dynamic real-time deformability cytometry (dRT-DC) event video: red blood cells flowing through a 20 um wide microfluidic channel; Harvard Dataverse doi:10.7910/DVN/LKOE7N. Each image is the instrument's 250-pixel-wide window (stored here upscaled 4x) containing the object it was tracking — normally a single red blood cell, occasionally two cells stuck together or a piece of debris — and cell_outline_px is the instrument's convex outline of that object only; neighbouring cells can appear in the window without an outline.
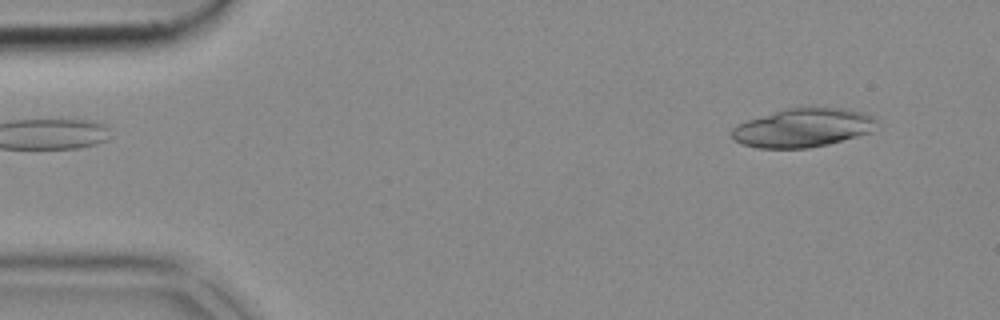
{"species": "common noctule bat (a hibernating species)", "species_latin": "Nyctalus noctula", "temperature_condition": "cold", "stored_images_in_passage": 50, "segment_of_instrument_passage": [1, 2], "camera_frame_rate_fps": 3000, "um_per_image_px": 0.085, "animal": {"sex": "female", "body_mass_g": 18.4}, "frame": {"image": 1, "passage_image": 3, "time_ms": 0.667, "image_size_px": [1000, 320], "cell_outline_px": [[876, 120], [872, 132], [828, 144], [808, 148], [760, 148], [744, 144], [736, 140], [732, 136], [732, 128], [736, 124], [748, 120], [788, 108], [844, 108], [860, 112], [872, 116]], "centroid_in_image_um": [68.25, 10.87], "position_along_channel_um": 16.7, "area_um2": 32.14}}